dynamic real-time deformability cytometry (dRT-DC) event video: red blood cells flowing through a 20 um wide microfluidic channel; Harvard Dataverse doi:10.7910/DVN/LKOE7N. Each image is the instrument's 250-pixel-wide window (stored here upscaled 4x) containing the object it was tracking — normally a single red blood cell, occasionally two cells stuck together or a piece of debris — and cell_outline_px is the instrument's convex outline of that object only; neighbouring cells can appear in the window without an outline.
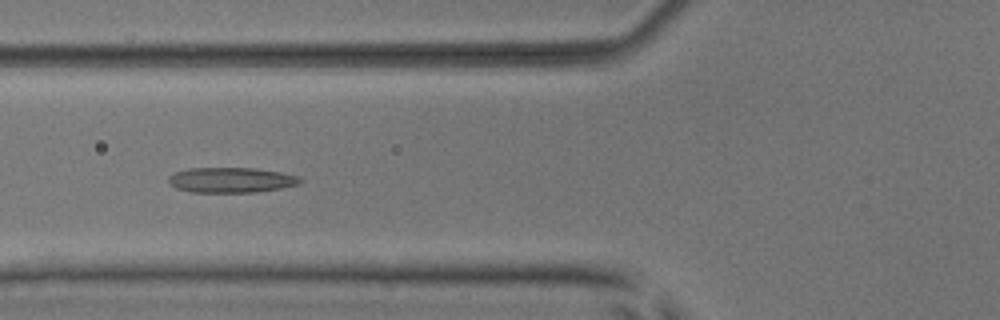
{"species": "common noctule bat (a hibernating species)", "species_latin": "Nyctalus noctula", "temperature_condition": "room temperature", "stored_images_in_passage": 8, "camera_frame_rate_fps": 3000, "um_per_image_px": 0.085, "animal": {"sex": "male", "body_mass_g": 17.9, "forearm_length_mm": 54.2}, "frame": {"image": 1, "passage_image": 6, "time_ms": 6.667, "image_size_px": [1000, 320], "cell_outline_px": [[304, 180], [300, 184], [280, 188], [256, 192], [192, 192], [176, 188], [168, 180], [168, 176], [176, 172], [188, 168], [256, 168], [280, 172], [296, 176]], "centroid_in_image_um": [19.66, 15.3], "position_along_channel_um": 106.1, "area_um2": 19.25}}
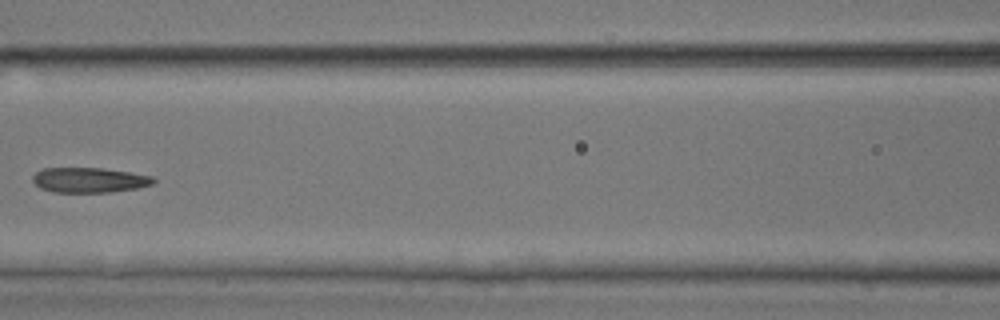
{"frame": {"image": 2, "passage_image": 7, "time_ms": 8.0, "image_size_px": [1000, 320], "cell_outline_px": [[156, 180], [152, 184], [136, 188], [112, 192], [52, 192], [40, 188], [32, 180], [32, 176], [36, 172], [44, 168], [104, 168], [152, 176]], "centroid_in_image_um": [7.57, 15.3], "position_along_channel_um": 159.0, "area_um2": 17.57}}
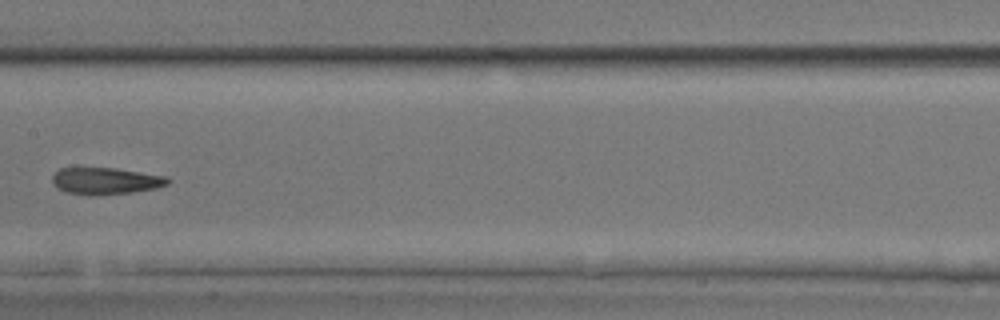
{"frame": {"image": 3, "passage_image": 8, "time_ms": 9.0, "image_size_px": [1000, 320], "cell_outline_px": [[172, 180], [168, 184], [156, 188], [132, 192], [96, 196], [88, 196], [68, 192], [52, 184], [52, 176], [60, 168], [116, 168], [168, 176]], "centroid_in_image_um": [9.02, 15.38], "position_along_channel_um": 198.4, "area_um2": 18.21}}